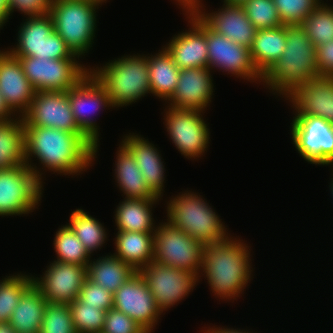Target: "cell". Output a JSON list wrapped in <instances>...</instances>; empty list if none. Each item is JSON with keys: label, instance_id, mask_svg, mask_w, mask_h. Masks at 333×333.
Returning <instances> with one entry per match:
<instances>
[{"label": "cell", "instance_id": "1", "mask_svg": "<svg viewBox=\"0 0 333 333\" xmlns=\"http://www.w3.org/2000/svg\"><path fill=\"white\" fill-rule=\"evenodd\" d=\"M24 128L26 165L41 183L43 173L31 163L33 156L48 171L65 176L80 175L95 161V144L85 134H73L50 127Z\"/></svg>", "mask_w": 333, "mask_h": 333}, {"label": "cell", "instance_id": "2", "mask_svg": "<svg viewBox=\"0 0 333 333\" xmlns=\"http://www.w3.org/2000/svg\"><path fill=\"white\" fill-rule=\"evenodd\" d=\"M242 241L229 235L225 241L204 246L201 274L220 299L236 300L251 280L249 246Z\"/></svg>", "mask_w": 333, "mask_h": 333}, {"label": "cell", "instance_id": "3", "mask_svg": "<svg viewBox=\"0 0 333 333\" xmlns=\"http://www.w3.org/2000/svg\"><path fill=\"white\" fill-rule=\"evenodd\" d=\"M286 48L263 75L261 82L279 96H287L298 85L319 77L316 47L301 24L286 25ZM271 88V89H270Z\"/></svg>", "mask_w": 333, "mask_h": 333}, {"label": "cell", "instance_id": "4", "mask_svg": "<svg viewBox=\"0 0 333 333\" xmlns=\"http://www.w3.org/2000/svg\"><path fill=\"white\" fill-rule=\"evenodd\" d=\"M106 89L114 107L128 106L151 93L148 60L144 55H127L90 68Z\"/></svg>", "mask_w": 333, "mask_h": 333}, {"label": "cell", "instance_id": "5", "mask_svg": "<svg viewBox=\"0 0 333 333\" xmlns=\"http://www.w3.org/2000/svg\"><path fill=\"white\" fill-rule=\"evenodd\" d=\"M167 221L204 245L225 241L227 228L207 201L185 191L167 202Z\"/></svg>", "mask_w": 333, "mask_h": 333}, {"label": "cell", "instance_id": "6", "mask_svg": "<svg viewBox=\"0 0 333 333\" xmlns=\"http://www.w3.org/2000/svg\"><path fill=\"white\" fill-rule=\"evenodd\" d=\"M98 8L88 0L52 1L50 15L54 31L78 57L88 53L94 43Z\"/></svg>", "mask_w": 333, "mask_h": 333}, {"label": "cell", "instance_id": "7", "mask_svg": "<svg viewBox=\"0 0 333 333\" xmlns=\"http://www.w3.org/2000/svg\"><path fill=\"white\" fill-rule=\"evenodd\" d=\"M204 244L167 222L154 232V261L201 276ZM200 274V275H199Z\"/></svg>", "mask_w": 333, "mask_h": 333}, {"label": "cell", "instance_id": "8", "mask_svg": "<svg viewBox=\"0 0 333 333\" xmlns=\"http://www.w3.org/2000/svg\"><path fill=\"white\" fill-rule=\"evenodd\" d=\"M43 184L26 164L0 169V216L25 215L38 208Z\"/></svg>", "mask_w": 333, "mask_h": 333}, {"label": "cell", "instance_id": "9", "mask_svg": "<svg viewBox=\"0 0 333 333\" xmlns=\"http://www.w3.org/2000/svg\"><path fill=\"white\" fill-rule=\"evenodd\" d=\"M290 131L304 160L315 165L333 164V124L317 116L295 115Z\"/></svg>", "mask_w": 333, "mask_h": 333}, {"label": "cell", "instance_id": "10", "mask_svg": "<svg viewBox=\"0 0 333 333\" xmlns=\"http://www.w3.org/2000/svg\"><path fill=\"white\" fill-rule=\"evenodd\" d=\"M25 76L36 91L67 92L90 71L77 59L18 58Z\"/></svg>", "mask_w": 333, "mask_h": 333}, {"label": "cell", "instance_id": "11", "mask_svg": "<svg viewBox=\"0 0 333 333\" xmlns=\"http://www.w3.org/2000/svg\"><path fill=\"white\" fill-rule=\"evenodd\" d=\"M166 109L164 123L175 147L188 159L202 157L210 143V131L202 117L203 112L172 106Z\"/></svg>", "mask_w": 333, "mask_h": 333}, {"label": "cell", "instance_id": "12", "mask_svg": "<svg viewBox=\"0 0 333 333\" xmlns=\"http://www.w3.org/2000/svg\"><path fill=\"white\" fill-rule=\"evenodd\" d=\"M68 99L79 129L95 144L94 158H96L100 128L92 119V113L106 107L113 108L110 97L100 81L89 71L68 90Z\"/></svg>", "mask_w": 333, "mask_h": 333}, {"label": "cell", "instance_id": "13", "mask_svg": "<svg viewBox=\"0 0 333 333\" xmlns=\"http://www.w3.org/2000/svg\"><path fill=\"white\" fill-rule=\"evenodd\" d=\"M139 273L146 281L162 312L184 300L194 290L200 278L196 273L157 263L154 260L142 267Z\"/></svg>", "mask_w": 333, "mask_h": 333}, {"label": "cell", "instance_id": "14", "mask_svg": "<svg viewBox=\"0 0 333 333\" xmlns=\"http://www.w3.org/2000/svg\"><path fill=\"white\" fill-rule=\"evenodd\" d=\"M113 308L132 318L147 333L153 332L163 313L139 271L113 294Z\"/></svg>", "mask_w": 333, "mask_h": 333}, {"label": "cell", "instance_id": "15", "mask_svg": "<svg viewBox=\"0 0 333 333\" xmlns=\"http://www.w3.org/2000/svg\"><path fill=\"white\" fill-rule=\"evenodd\" d=\"M24 126L50 127L73 134H84L78 127L68 99V91H36Z\"/></svg>", "mask_w": 333, "mask_h": 333}, {"label": "cell", "instance_id": "16", "mask_svg": "<svg viewBox=\"0 0 333 333\" xmlns=\"http://www.w3.org/2000/svg\"><path fill=\"white\" fill-rule=\"evenodd\" d=\"M206 40L209 69L218 68L223 70L222 72L236 75L237 78L261 82L262 75L253 65L249 48L218 34L207 23Z\"/></svg>", "mask_w": 333, "mask_h": 333}, {"label": "cell", "instance_id": "17", "mask_svg": "<svg viewBox=\"0 0 333 333\" xmlns=\"http://www.w3.org/2000/svg\"><path fill=\"white\" fill-rule=\"evenodd\" d=\"M43 277L33 276V284L47 303L70 304L78 298L87 278V266L54 261Z\"/></svg>", "mask_w": 333, "mask_h": 333}, {"label": "cell", "instance_id": "18", "mask_svg": "<svg viewBox=\"0 0 333 333\" xmlns=\"http://www.w3.org/2000/svg\"><path fill=\"white\" fill-rule=\"evenodd\" d=\"M191 28L178 33L163 46L172 56L174 64L182 69L208 68L206 22L198 15H189Z\"/></svg>", "mask_w": 333, "mask_h": 333}, {"label": "cell", "instance_id": "19", "mask_svg": "<svg viewBox=\"0 0 333 333\" xmlns=\"http://www.w3.org/2000/svg\"><path fill=\"white\" fill-rule=\"evenodd\" d=\"M0 92L8 107L16 114L19 112L21 117L28 111L36 93L19 59L5 49L0 50Z\"/></svg>", "mask_w": 333, "mask_h": 333}, {"label": "cell", "instance_id": "20", "mask_svg": "<svg viewBox=\"0 0 333 333\" xmlns=\"http://www.w3.org/2000/svg\"><path fill=\"white\" fill-rule=\"evenodd\" d=\"M285 99L296 110L294 115L317 116L333 124V77L313 78L298 85Z\"/></svg>", "mask_w": 333, "mask_h": 333}, {"label": "cell", "instance_id": "21", "mask_svg": "<svg viewBox=\"0 0 333 333\" xmlns=\"http://www.w3.org/2000/svg\"><path fill=\"white\" fill-rule=\"evenodd\" d=\"M209 68L182 69L177 87L169 105L175 108L191 109L203 112L213 97V80ZM170 101V102H169Z\"/></svg>", "mask_w": 333, "mask_h": 333}, {"label": "cell", "instance_id": "22", "mask_svg": "<svg viewBox=\"0 0 333 333\" xmlns=\"http://www.w3.org/2000/svg\"><path fill=\"white\" fill-rule=\"evenodd\" d=\"M198 15L218 34L250 49L258 29L247 18L241 5L223 4L221 9ZM204 11V12H203Z\"/></svg>", "mask_w": 333, "mask_h": 333}, {"label": "cell", "instance_id": "23", "mask_svg": "<svg viewBox=\"0 0 333 333\" xmlns=\"http://www.w3.org/2000/svg\"><path fill=\"white\" fill-rule=\"evenodd\" d=\"M134 156L137 166L142 172L149 189L162 197L165 168L159 150L141 135L135 133L124 136L121 142Z\"/></svg>", "mask_w": 333, "mask_h": 333}, {"label": "cell", "instance_id": "24", "mask_svg": "<svg viewBox=\"0 0 333 333\" xmlns=\"http://www.w3.org/2000/svg\"><path fill=\"white\" fill-rule=\"evenodd\" d=\"M118 147L115 161V180L125 198L161 199L147 186L145 178L136 164L134 156L122 144Z\"/></svg>", "mask_w": 333, "mask_h": 333}, {"label": "cell", "instance_id": "25", "mask_svg": "<svg viewBox=\"0 0 333 333\" xmlns=\"http://www.w3.org/2000/svg\"><path fill=\"white\" fill-rule=\"evenodd\" d=\"M160 199L124 198L116 208L115 223L118 231L154 233L156 226L152 207Z\"/></svg>", "mask_w": 333, "mask_h": 333}, {"label": "cell", "instance_id": "26", "mask_svg": "<svg viewBox=\"0 0 333 333\" xmlns=\"http://www.w3.org/2000/svg\"><path fill=\"white\" fill-rule=\"evenodd\" d=\"M286 44V25L257 31L249 50L253 65L261 75L280 59Z\"/></svg>", "mask_w": 333, "mask_h": 333}, {"label": "cell", "instance_id": "27", "mask_svg": "<svg viewBox=\"0 0 333 333\" xmlns=\"http://www.w3.org/2000/svg\"><path fill=\"white\" fill-rule=\"evenodd\" d=\"M153 238L154 233L118 231L114 240V255L139 271L154 260Z\"/></svg>", "mask_w": 333, "mask_h": 333}, {"label": "cell", "instance_id": "28", "mask_svg": "<svg viewBox=\"0 0 333 333\" xmlns=\"http://www.w3.org/2000/svg\"><path fill=\"white\" fill-rule=\"evenodd\" d=\"M47 301L32 284L21 296L8 322L17 333H39Z\"/></svg>", "mask_w": 333, "mask_h": 333}, {"label": "cell", "instance_id": "29", "mask_svg": "<svg viewBox=\"0 0 333 333\" xmlns=\"http://www.w3.org/2000/svg\"><path fill=\"white\" fill-rule=\"evenodd\" d=\"M137 271L114 254L99 257L87 265V278L114 294Z\"/></svg>", "mask_w": 333, "mask_h": 333}, {"label": "cell", "instance_id": "30", "mask_svg": "<svg viewBox=\"0 0 333 333\" xmlns=\"http://www.w3.org/2000/svg\"><path fill=\"white\" fill-rule=\"evenodd\" d=\"M156 55L146 56L148 60L151 94L168 101L176 90L180 68L163 47Z\"/></svg>", "mask_w": 333, "mask_h": 333}, {"label": "cell", "instance_id": "31", "mask_svg": "<svg viewBox=\"0 0 333 333\" xmlns=\"http://www.w3.org/2000/svg\"><path fill=\"white\" fill-rule=\"evenodd\" d=\"M19 27L16 47L8 51L17 58L36 57L40 59V46L45 37L54 31V22L50 14L39 17H27Z\"/></svg>", "mask_w": 333, "mask_h": 333}, {"label": "cell", "instance_id": "32", "mask_svg": "<svg viewBox=\"0 0 333 333\" xmlns=\"http://www.w3.org/2000/svg\"><path fill=\"white\" fill-rule=\"evenodd\" d=\"M15 118L0 122V169L26 164L23 119L21 116Z\"/></svg>", "mask_w": 333, "mask_h": 333}, {"label": "cell", "instance_id": "33", "mask_svg": "<svg viewBox=\"0 0 333 333\" xmlns=\"http://www.w3.org/2000/svg\"><path fill=\"white\" fill-rule=\"evenodd\" d=\"M69 220L68 225L90 255L105 244L106 229L99 220L84 212L83 209L78 208L73 211Z\"/></svg>", "mask_w": 333, "mask_h": 333}, {"label": "cell", "instance_id": "34", "mask_svg": "<svg viewBox=\"0 0 333 333\" xmlns=\"http://www.w3.org/2000/svg\"><path fill=\"white\" fill-rule=\"evenodd\" d=\"M55 235L53 244L57 260L54 261L82 266L88 265L91 261V255L68 224L59 228Z\"/></svg>", "mask_w": 333, "mask_h": 333}, {"label": "cell", "instance_id": "35", "mask_svg": "<svg viewBox=\"0 0 333 333\" xmlns=\"http://www.w3.org/2000/svg\"><path fill=\"white\" fill-rule=\"evenodd\" d=\"M33 284V276L11 275L0 280V323H8L22 294Z\"/></svg>", "mask_w": 333, "mask_h": 333}, {"label": "cell", "instance_id": "36", "mask_svg": "<svg viewBox=\"0 0 333 333\" xmlns=\"http://www.w3.org/2000/svg\"><path fill=\"white\" fill-rule=\"evenodd\" d=\"M301 25L315 47L333 41V6L322 2Z\"/></svg>", "mask_w": 333, "mask_h": 333}, {"label": "cell", "instance_id": "37", "mask_svg": "<svg viewBox=\"0 0 333 333\" xmlns=\"http://www.w3.org/2000/svg\"><path fill=\"white\" fill-rule=\"evenodd\" d=\"M76 333H101L106 311L87 305L78 299L69 304Z\"/></svg>", "mask_w": 333, "mask_h": 333}, {"label": "cell", "instance_id": "38", "mask_svg": "<svg viewBox=\"0 0 333 333\" xmlns=\"http://www.w3.org/2000/svg\"><path fill=\"white\" fill-rule=\"evenodd\" d=\"M241 6L247 18L258 30L283 25L274 0H246Z\"/></svg>", "mask_w": 333, "mask_h": 333}, {"label": "cell", "instance_id": "39", "mask_svg": "<svg viewBox=\"0 0 333 333\" xmlns=\"http://www.w3.org/2000/svg\"><path fill=\"white\" fill-rule=\"evenodd\" d=\"M39 333H76L69 304L46 303Z\"/></svg>", "mask_w": 333, "mask_h": 333}, {"label": "cell", "instance_id": "40", "mask_svg": "<svg viewBox=\"0 0 333 333\" xmlns=\"http://www.w3.org/2000/svg\"><path fill=\"white\" fill-rule=\"evenodd\" d=\"M322 0H274L283 25L301 24Z\"/></svg>", "mask_w": 333, "mask_h": 333}, {"label": "cell", "instance_id": "41", "mask_svg": "<svg viewBox=\"0 0 333 333\" xmlns=\"http://www.w3.org/2000/svg\"><path fill=\"white\" fill-rule=\"evenodd\" d=\"M87 305L97 306L106 312L113 308V294L102 286L86 278L77 298Z\"/></svg>", "mask_w": 333, "mask_h": 333}, {"label": "cell", "instance_id": "42", "mask_svg": "<svg viewBox=\"0 0 333 333\" xmlns=\"http://www.w3.org/2000/svg\"><path fill=\"white\" fill-rule=\"evenodd\" d=\"M101 333H147L138 323L125 313L114 308L105 315L104 327Z\"/></svg>", "mask_w": 333, "mask_h": 333}, {"label": "cell", "instance_id": "43", "mask_svg": "<svg viewBox=\"0 0 333 333\" xmlns=\"http://www.w3.org/2000/svg\"><path fill=\"white\" fill-rule=\"evenodd\" d=\"M40 59H78L67 47L64 40L58 33L53 31L49 36L45 37L40 46Z\"/></svg>", "mask_w": 333, "mask_h": 333}, {"label": "cell", "instance_id": "44", "mask_svg": "<svg viewBox=\"0 0 333 333\" xmlns=\"http://www.w3.org/2000/svg\"><path fill=\"white\" fill-rule=\"evenodd\" d=\"M53 0H6L8 19L14 11H19L28 17H39L50 14ZM16 9V10H15Z\"/></svg>", "mask_w": 333, "mask_h": 333}, {"label": "cell", "instance_id": "45", "mask_svg": "<svg viewBox=\"0 0 333 333\" xmlns=\"http://www.w3.org/2000/svg\"><path fill=\"white\" fill-rule=\"evenodd\" d=\"M318 74L321 77H333V41L316 47Z\"/></svg>", "mask_w": 333, "mask_h": 333}, {"label": "cell", "instance_id": "46", "mask_svg": "<svg viewBox=\"0 0 333 333\" xmlns=\"http://www.w3.org/2000/svg\"><path fill=\"white\" fill-rule=\"evenodd\" d=\"M177 1L179 6H183H181V8L184 9L187 16L198 14L202 10V7L204 8L201 3L203 0H176V2Z\"/></svg>", "mask_w": 333, "mask_h": 333}, {"label": "cell", "instance_id": "47", "mask_svg": "<svg viewBox=\"0 0 333 333\" xmlns=\"http://www.w3.org/2000/svg\"><path fill=\"white\" fill-rule=\"evenodd\" d=\"M15 113L8 107L5 99L0 92V122L10 121L14 118H11V115L15 117Z\"/></svg>", "mask_w": 333, "mask_h": 333}, {"label": "cell", "instance_id": "48", "mask_svg": "<svg viewBox=\"0 0 333 333\" xmlns=\"http://www.w3.org/2000/svg\"><path fill=\"white\" fill-rule=\"evenodd\" d=\"M204 333H252V332H246L245 330H238V329H234V328H225V327H208L207 330H204Z\"/></svg>", "mask_w": 333, "mask_h": 333}, {"label": "cell", "instance_id": "49", "mask_svg": "<svg viewBox=\"0 0 333 333\" xmlns=\"http://www.w3.org/2000/svg\"><path fill=\"white\" fill-rule=\"evenodd\" d=\"M8 22V10L6 7V0H0V29Z\"/></svg>", "mask_w": 333, "mask_h": 333}, {"label": "cell", "instance_id": "50", "mask_svg": "<svg viewBox=\"0 0 333 333\" xmlns=\"http://www.w3.org/2000/svg\"><path fill=\"white\" fill-rule=\"evenodd\" d=\"M0 333H17L9 323H0Z\"/></svg>", "mask_w": 333, "mask_h": 333}, {"label": "cell", "instance_id": "51", "mask_svg": "<svg viewBox=\"0 0 333 333\" xmlns=\"http://www.w3.org/2000/svg\"><path fill=\"white\" fill-rule=\"evenodd\" d=\"M246 0H224L225 4L242 5Z\"/></svg>", "mask_w": 333, "mask_h": 333}, {"label": "cell", "instance_id": "52", "mask_svg": "<svg viewBox=\"0 0 333 333\" xmlns=\"http://www.w3.org/2000/svg\"><path fill=\"white\" fill-rule=\"evenodd\" d=\"M88 1H90L91 3H93L97 6H100V5H102L103 2H106L107 0H88Z\"/></svg>", "mask_w": 333, "mask_h": 333}, {"label": "cell", "instance_id": "53", "mask_svg": "<svg viewBox=\"0 0 333 333\" xmlns=\"http://www.w3.org/2000/svg\"><path fill=\"white\" fill-rule=\"evenodd\" d=\"M331 179H332V181H331L329 187H331V188H330V191H331V194H332V196H333V178H331Z\"/></svg>", "mask_w": 333, "mask_h": 333}]
</instances>
